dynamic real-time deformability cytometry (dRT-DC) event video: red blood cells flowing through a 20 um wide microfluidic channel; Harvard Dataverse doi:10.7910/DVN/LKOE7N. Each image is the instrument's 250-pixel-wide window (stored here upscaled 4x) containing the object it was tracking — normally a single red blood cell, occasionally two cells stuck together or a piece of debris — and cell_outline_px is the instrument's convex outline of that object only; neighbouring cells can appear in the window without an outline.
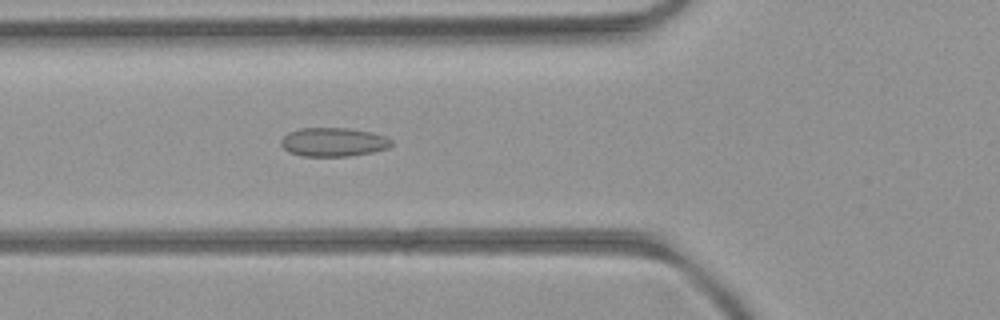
{"species": "common noctule bat (a hibernating species)", "species_latin": "Nyctalus noctula", "temperature_condition": "room temperature", "stored_images_in_passage": 31, "camera_frame_rate_fps": 3000, "um_per_image_px": 0.085, "animal": {"sex": "female", "body_mass_g": 21.9}, "frame": {"image": 1, "passage_image": 3, "time_ms": 0.667, "image_size_px": [1000, 320], "cell_outline_px": [[392, 144], [388, 148], [372, 152], [348, 156], [300, 156], [288, 152], [280, 144], [280, 140], [288, 132], [300, 128], [348, 128], [372, 132], [384, 136], [392, 140]], "centroid_in_image_um": [28.31, 12.07], "position_along_channel_um": 97.5, "area_um2": 18.61}}
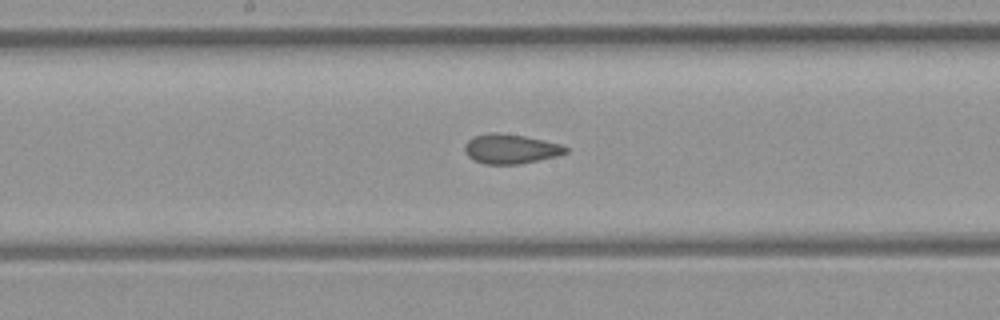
{"frame": {"image": 2, "passage_image": 11, "time_ms": 3.333, "image_size_px": [1000, 320], "cell_outline_px": [[568, 152], [556, 156], [520, 164], [484, 164], [472, 160], [464, 152], [464, 144], [472, 136], [492, 132], [496, 132], [524, 136], [560, 144], [568, 148]], "centroid_in_image_um": [43.35, 12.66], "position_along_channel_um": 204.9, "area_um2": 17.46}}
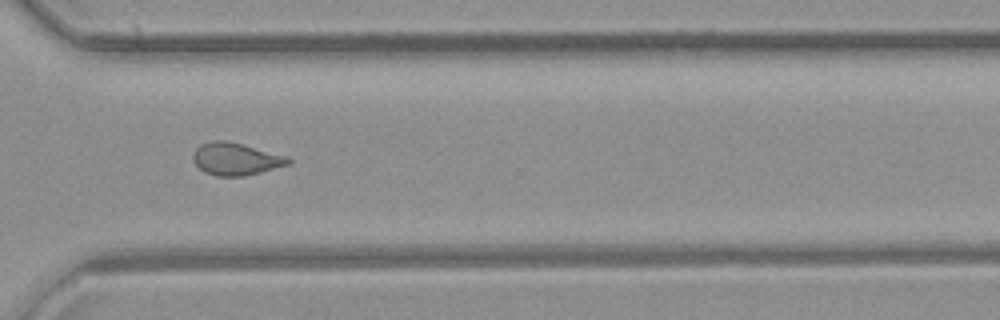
{"frame": {"image": 3, "passage_image": 22, "time_ms": 7.0, "image_size_px": [1000, 320], "cell_outline_px": [[292, 164], [244, 176], [216, 176], [204, 172], [196, 164], [192, 156], [196, 148], [200, 144], [212, 140], [224, 140], [288, 156], [292, 160]], "centroid_in_image_um": [20.06, 13.52], "position_along_channel_um": 350.5, "area_um2": 17.92}}